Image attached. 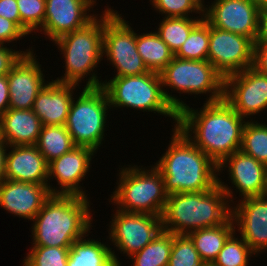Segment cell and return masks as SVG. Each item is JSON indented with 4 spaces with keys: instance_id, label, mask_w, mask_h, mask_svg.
Segmentation results:
<instances>
[{
    "instance_id": "8fae6325",
    "label": "cell",
    "mask_w": 267,
    "mask_h": 266,
    "mask_svg": "<svg viewBox=\"0 0 267 266\" xmlns=\"http://www.w3.org/2000/svg\"><path fill=\"white\" fill-rule=\"evenodd\" d=\"M114 211L107 228V239L124 257L138 253L163 230L160 216Z\"/></svg>"
},
{
    "instance_id": "3957f363",
    "label": "cell",
    "mask_w": 267,
    "mask_h": 266,
    "mask_svg": "<svg viewBox=\"0 0 267 266\" xmlns=\"http://www.w3.org/2000/svg\"><path fill=\"white\" fill-rule=\"evenodd\" d=\"M168 148L153 165L164 178L165 191L199 192L218 184V165L196 147L177 127L172 128Z\"/></svg>"
},
{
    "instance_id": "836d02e7",
    "label": "cell",
    "mask_w": 267,
    "mask_h": 266,
    "mask_svg": "<svg viewBox=\"0 0 267 266\" xmlns=\"http://www.w3.org/2000/svg\"><path fill=\"white\" fill-rule=\"evenodd\" d=\"M204 263L187 234H173L168 266H203Z\"/></svg>"
},
{
    "instance_id": "603a6c76",
    "label": "cell",
    "mask_w": 267,
    "mask_h": 266,
    "mask_svg": "<svg viewBox=\"0 0 267 266\" xmlns=\"http://www.w3.org/2000/svg\"><path fill=\"white\" fill-rule=\"evenodd\" d=\"M42 127L32 109L9 108L0 117V140L8 146L35 145Z\"/></svg>"
},
{
    "instance_id": "9a60e30c",
    "label": "cell",
    "mask_w": 267,
    "mask_h": 266,
    "mask_svg": "<svg viewBox=\"0 0 267 266\" xmlns=\"http://www.w3.org/2000/svg\"><path fill=\"white\" fill-rule=\"evenodd\" d=\"M95 154L97 152L90 147L75 146L69 152L49 162L48 188L50 193L52 195H77L90 198L88 197L89 194H86L85 188L81 186L83 183L80 182L90 172L91 162L95 158ZM53 179L56 180L58 187L50 183Z\"/></svg>"
},
{
    "instance_id": "5b68a950",
    "label": "cell",
    "mask_w": 267,
    "mask_h": 266,
    "mask_svg": "<svg viewBox=\"0 0 267 266\" xmlns=\"http://www.w3.org/2000/svg\"><path fill=\"white\" fill-rule=\"evenodd\" d=\"M101 13L85 27L53 41L65 62L64 75L53 81L82 86L79 84L87 80L84 87L102 86L103 80L96 71L103 60V11Z\"/></svg>"
},
{
    "instance_id": "277c9868",
    "label": "cell",
    "mask_w": 267,
    "mask_h": 266,
    "mask_svg": "<svg viewBox=\"0 0 267 266\" xmlns=\"http://www.w3.org/2000/svg\"><path fill=\"white\" fill-rule=\"evenodd\" d=\"M232 204L217 184L213 189L168 195L161 220L162 228L172 234L220 226L232 217Z\"/></svg>"
},
{
    "instance_id": "60d3db41",
    "label": "cell",
    "mask_w": 267,
    "mask_h": 266,
    "mask_svg": "<svg viewBox=\"0 0 267 266\" xmlns=\"http://www.w3.org/2000/svg\"><path fill=\"white\" fill-rule=\"evenodd\" d=\"M9 87L7 75L0 76V117L9 109Z\"/></svg>"
},
{
    "instance_id": "cb8c5ba5",
    "label": "cell",
    "mask_w": 267,
    "mask_h": 266,
    "mask_svg": "<svg viewBox=\"0 0 267 266\" xmlns=\"http://www.w3.org/2000/svg\"><path fill=\"white\" fill-rule=\"evenodd\" d=\"M86 236L89 233L70 247L67 266H122L112 246Z\"/></svg>"
},
{
    "instance_id": "1f68e13d",
    "label": "cell",
    "mask_w": 267,
    "mask_h": 266,
    "mask_svg": "<svg viewBox=\"0 0 267 266\" xmlns=\"http://www.w3.org/2000/svg\"><path fill=\"white\" fill-rule=\"evenodd\" d=\"M234 231L224 243L214 264L217 266H248L251 257L257 255L250 249L241 236ZM239 237V238H238Z\"/></svg>"
},
{
    "instance_id": "ac0fdd59",
    "label": "cell",
    "mask_w": 267,
    "mask_h": 266,
    "mask_svg": "<svg viewBox=\"0 0 267 266\" xmlns=\"http://www.w3.org/2000/svg\"><path fill=\"white\" fill-rule=\"evenodd\" d=\"M36 57L34 51L24 54L7 74L10 108L32 109L38 93L49 82Z\"/></svg>"
},
{
    "instance_id": "d6a6232c",
    "label": "cell",
    "mask_w": 267,
    "mask_h": 266,
    "mask_svg": "<svg viewBox=\"0 0 267 266\" xmlns=\"http://www.w3.org/2000/svg\"><path fill=\"white\" fill-rule=\"evenodd\" d=\"M70 248L31 246L22 261L23 266H67Z\"/></svg>"
},
{
    "instance_id": "7dc6e473",
    "label": "cell",
    "mask_w": 267,
    "mask_h": 266,
    "mask_svg": "<svg viewBox=\"0 0 267 266\" xmlns=\"http://www.w3.org/2000/svg\"><path fill=\"white\" fill-rule=\"evenodd\" d=\"M203 266H217L213 262L204 263Z\"/></svg>"
},
{
    "instance_id": "83f0119b",
    "label": "cell",
    "mask_w": 267,
    "mask_h": 266,
    "mask_svg": "<svg viewBox=\"0 0 267 266\" xmlns=\"http://www.w3.org/2000/svg\"><path fill=\"white\" fill-rule=\"evenodd\" d=\"M162 18L155 31L174 54L189 37L190 32L204 19L203 15Z\"/></svg>"
},
{
    "instance_id": "7c38bea8",
    "label": "cell",
    "mask_w": 267,
    "mask_h": 266,
    "mask_svg": "<svg viewBox=\"0 0 267 266\" xmlns=\"http://www.w3.org/2000/svg\"><path fill=\"white\" fill-rule=\"evenodd\" d=\"M224 78L254 65V42L240 34L210 26L208 59Z\"/></svg>"
},
{
    "instance_id": "484cf974",
    "label": "cell",
    "mask_w": 267,
    "mask_h": 266,
    "mask_svg": "<svg viewBox=\"0 0 267 266\" xmlns=\"http://www.w3.org/2000/svg\"><path fill=\"white\" fill-rule=\"evenodd\" d=\"M136 45L142 61L151 72L160 73L174 57L156 31L136 33Z\"/></svg>"
},
{
    "instance_id": "e575fe53",
    "label": "cell",
    "mask_w": 267,
    "mask_h": 266,
    "mask_svg": "<svg viewBox=\"0 0 267 266\" xmlns=\"http://www.w3.org/2000/svg\"><path fill=\"white\" fill-rule=\"evenodd\" d=\"M22 30L29 36L38 33L42 28L45 18L46 0H16Z\"/></svg>"
},
{
    "instance_id": "e0dca14e",
    "label": "cell",
    "mask_w": 267,
    "mask_h": 266,
    "mask_svg": "<svg viewBox=\"0 0 267 266\" xmlns=\"http://www.w3.org/2000/svg\"><path fill=\"white\" fill-rule=\"evenodd\" d=\"M259 10L249 0H214L207 5L203 18L210 26L244 35L255 42Z\"/></svg>"
},
{
    "instance_id": "4fadbf2b",
    "label": "cell",
    "mask_w": 267,
    "mask_h": 266,
    "mask_svg": "<svg viewBox=\"0 0 267 266\" xmlns=\"http://www.w3.org/2000/svg\"><path fill=\"white\" fill-rule=\"evenodd\" d=\"M226 168H228L226 172H228L232 188L236 189L222 182L223 180L219 177ZM266 178L267 166L241 150L234 152L218 165V185L225 191L232 205L236 200L233 190H236V193L239 192L238 196L241 199L238 198V200L261 196Z\"/></svg>"
},
{
    "instance_id": "7a4b0ae2",
    "label": "cell",
    "mask_w": 267,
    "mask_h": 266,
    "mask_svg": "<svg viewBox=\"0 0 267 266\" xmlns=\"http://www.w3.org/2000/svg\"><path fill=\"white\" fill-rule=\"evenodd\" d=\"M90 199L77 195H51L32 221L31 246L70 248L93 226Z\"/></svg>"
},
{
    "instance_id": "b9f144b4",
    "label": "cell",
    "mask_w": 267,
    "mask_h": 266,
    "mask_svg": "<svg viewBox=\"0 0 267 266\" xmlns=\"http://www.w3.org/2000/svg\"><path fill=\"white\" fill-rule=\"evenodd\" d=\"M255 42L267 43V7L259 10L258 16V30Z\"/></svg>"
},
{
    "instance_id": "bcb514c9",
    "label": "cell",
    "mask_w": 267,
    "mask_h": 266,
    "mask_svg": "<svg viewBox=\"0 0 267 266\" xmlns=\"http://www.w3.org/2000/svg\"><path fill=\"white\" fill-rule=\"evenodd\" d=\"M262 196L267 199V178H266V183L264 185V190H263V193H262Z\"/></svg>"
},
{
    "instance_id": "9c48e42d",
    "label": "cell",
    "mask_w": 267,
    "mask_h": 266,
    "mask_svg": "<svg viewBox=\"0 0 267 266\" xmlns=\"http://www.w3.org/2000/svg\"><path fill=\"white\" fill-rule=\"evenodd\" d=\"M80 92L74 95L65 127L75 146L98 152L105 143L108 112L112 110L102 87H82Z\"/></svg>"
},
{
    "instance_id": "d590c367",
    "label": "cell",
    "mask_w": 267,
    "mask_h": 266,
    "mask_svg": "<svg viewBox=\"0 0 267 266\" xmlns=\"http://www.w3.org/2000/svg\"><path fill=\"white\" fill-rule=\"evenodd\" d=\"M150 4L164 17H194L203 11L192 0H149ZM192 16H191V14Z\"/></svg>"
},
{
    "instance_id": "d6986e66",
    "label": "cell",
    "mask_w": 267,
    "mask_h": 266,
    "mask_svg": "<svg viewBox=\"0 0 267 266\" xmlns=\"http://www.w3.org/2000/svg\"><path fill=\"white\" fill-rule=\"evenodd\" d=\"M234 204L232 219L235 231L259 256L267 251V199L261 195L236 200Z\"/></svg>"
},
{
    "instance_id": "7402d4cb",
    "label": "cell",
    "mask_w": 267,
    "mask_h": 266,
    "mask_svg": "<svg viewBox=\"0 0 267 266\" xmlns=\"http://www.w3.org/2000/svg\"><path fill=\"white\" fill-rule=\"evenodd\" d=\"M51 80L38 93L32 110L42 121L43 126L65 125L75 89L81 88L75 84Z\"/></svg>"
},
{
    "instance_id": "f1b7e54d",
    "label": "cell",
    "mask_w": 267,
    "mask_h": 266,
    "mask_svg": "<svg viewBox=\"0 0 267 266\" xmlns=\"http://www.w3.org/2000/svg\"><path fill=\"white\" fill-rule=\"evenodd\" d=\"M173 234L162 230L149 244L129 258L131 266H168Z\"/></svg>"
},
{
    "instance_id": "4316f807",
    "label": "cell",
    "mask_w": 267,
    "mask_h": 266,
    "mask_svg": "<svg viewBox=\"0 0 267 266\" xmlns=\"http://www.w3.org/2000/svg\"><path fill=\"white\" fill-rule=\"evenodd\" d=\"M49 163L75 147L65 125H45L35 144Z\"/></svg>"
},
{
    "instance_id": "ffe728a7",
    "label": "cell",
    "mask_w": 267,
    "mask_h": 266,
    "mask_svg": "<svg viewBox=\"0 0 267 266\" xmlns=\"http://www.w3.org/2000/svg\"><path fill=\"white\" fill-rule=\"evenodd\" d=\"M51 195L48 185L4 180L0 184V207L31 222Z\"/></svg>"
},
{
    "instance_id": "44dd1931",
    "label": "cell",
    "mask_w": 267,
    "mask_h": 266,
    "mask_svg": "<svg viewBox=\"0 0 267 266\" xmlns=\"http://www.w3.org/2000/svg\"><path fill=\"white\" fill-rule=\"evenodd\" d=\"M8 150L6 180L48 185L49 163L35 145L8 146Z\"/></svg>"
},
{
    "instance_id": "f6af8a7d",
    "label": "cell",
    "mask_w": 267,
    "mask_h": 266,
    "mask_svg": "<svg viewBox=\"0 0 267 266\" xmlns=\"http://www.w3.org/2000/svg\"><path fill=\"white\" fill-rule=\"evenodd\" d=\"M203 12L205 11L207 5L205 4L206 1L204 0H192ZM205 2V3H204Z\"/></svg>"
},
{
    "instance_id": "f35d334b",
    "label": "cell",
    "mask_w": 267,
    "mask_h": 266,
    "mask_svg": "<svg viewBox=\"0 0 267 266\" xmlns=\"http://www.w3.org/2000/svg\"><path fill=\"white\" fill-rule=\"evenodd\" d=\"M0 16L15 22L22 29L16 0H0Z\"/></svg>"
},
{
    "instance_id": "ee69618b",
    "label": "cell",
    "mask_w": 267,
    "mask_h": 266,
    "mask_svg": "<svg viewBox=\"0 0 267 266\" xmlns=\"http://www.w3.org/2000/svg\"><path fill=\"white\" fill-rule=\"evenodd\" d=\"M249 1L259 9L267 7V0H249Z\"/></svg>"
},
{
    "instance_id": "ab89813d",
    "label": "cell",
    "mask_w": 267,
    "mask_h": 266,
    "mask_svg": "<svg viewBox=\"0 0 267 266\" xmlns=\"http://www.w3.org/2000/svg\"><path fill=\"white\" fill-rule=\"evenodd\" d=\"M259 72L267 74V43L254 42V65Z\"/></svg>"
},
{
    "instance_id": "52a82bcc",
    "label": "cell",
    "mask_w": 267,
    "mask_h": 266,
    "mask_svg": "<svg viewBox=\"0 0 267 266\" xmlns=\"http://www.w3.org/2000/svg\"><path fill=\"white\" fill-rule=\"evenodd\" d=\"M159 74L165 98L178 113L189 105L180 98L183 93L195 95V98L204 94L207 96L205 102L224 99L225 79L207 60H186L174 56ZM169 88L180 97L172 95V92L170 94Z\"/></svg>"
},
{
    "instance_id": "7bdbcfd3",
    "label": "cell",
    "mask_w": 267,
    "mask_h": 266,
    "mask_svg": "<svg viewBox=\"0 0 267 266\" xmlns=\"http://www.w3.org/2000/svg\"><path fill=\"white\" fill-rule=\"evenodd\" d=\"M7 151L8 145L3 140H0V184L6 180L5 164Z\"/></svg>"
},
{
    "instance_id": "8d00e7d4",
    "label": "cell",
    "mask_w": 267,
    "mask_h": 266,
    "mask_svg": "<svg viewBox=\"0 0 267 266\" xmlns=\"http://www.w3.org/2000/svg\"><path fill=\"white\" fill-rule=\"evenodd\" d=\"M33 50V46L21 51L20 49L15 50L11 46L7 47V44H0V76L7 75L24 54H29Z\"/></svg>"
},
{
    "instance_id": "6da1fadb",
    "label": "cell",
    "mask_w": 267,
    "mask_h": 266,
    "mask_svg": "<svg viewBox=\"0 0 267 266\" xmlns=\"http://www.w3.org/2000/svg\"><path fill=\"white\" fill-rule=\"evenodd\" d=\"M190 107L178 113L177 128L214 163L240 150L247 119L225 99L204 102L199 110Z\"/></svg>"
},
{
    "instance_id": "5bb4252c",
    "label": "cell",
    "mask_w": 267,
    "mask_h": 266,
    "mask_svg": "<svg viewBox=\"0 0 267 266\" xmlns=\"http://www.w3.org/2000/svg\"><path fill=\"white\" fill-rule=\"evenodd\" d=\"M224 99L244 119L267 111V74L255 67L225 79ZM250 118V119H249Z\"/></svg>"
},
{
    "instance_id": "2e32d148",
    "label": "cell",
    "mask_w": 267,
    "mask_h": 266,
    "mask_svg": "<svg viewBox=\"0 0 267 266\" xmlns=\"http://www.w3.org/2000/svg\"><path fill=\"white\" fill-rule=\"evenodd\" d=\"M96 1L46 0L44 23L38 32L45 35V40L53 42L64 34L85 27L98 15L93 9ZM91 11L93 13H89Z\"/></svg>"
},
{
    "instance_id": "30bf717a",
    "label": "cell",
    "mask_w": 267,
    "mask_h": 266,
    "mask_svg": "<svg viewBox=\"0 0 267 266\" xmlns=\"http://www.w3.org/2000/svg\"><path fill=\"white\" fill-rule=\"evenodd\" d=\"M113 7L103 10V56L114 67V77L134 76L149 72L136 45V32Z\"/></svg>"
},
{
    "instance_id": "f546056e",
    "label": "cell",
    "mask_w": 267,
    "mask_h": 266,
    "mask_svg": "<svg viewBox=\"0 0 267 266\" xmlns=\"http://www.w3.org/2000/svg\"><path fill=\"white\" fill-rule=\"evenodd\" d=\"M255 118L245 123L240 150L267 166V124Z\"/></svg>"
},
{
    "instance_id": "74e56055",
    "label": "cell",
    "mask_w": 267,
    "mask_h": 266,
    "mask_svg": "<svg viewBox=\"0 0 267 266\" xmlns=\"http://www.w3.org/2000/svg\"><path fill=\"white\" fill-rule=\"evenodd\" d=\"M28 37L27 34L13 21L0 16V44L16 43ZM15 41V42H14Z\"/></svg>"
},
{
    "instance_id": "d4e9b609",
    "label": "cell",
    "mask_w": 267,
    "mask_h": 266,
    "mask_svg": "<svg viewBox=\"0 0 267 266\" xmlns=\"http://www.w3.org/2000/svg\"><path fill=\"white\" fill-rule=\"evenodd\" d=\"M235 231L232 217L223 225L194 230L187 235L191 238L200 258L214 262L229 236Z\"/></svg>"
},
{
    "instance_id": "8992f818",
    "label": "cell",
    "mask_w": 267,
    "mask_h": 266,
    "mask_svg": "<svg viewBox=\"0 0 267 266\" xmlns=\"http://www.w3.org/2000/svg\"><path fill=\"white\" fill-rule=\"evenodd\" d=\"M147 167L136 164L121 166L116 189L108 198L109 204L120 211L161 217L168 197L164 178L154 165Z\"/></svg>"
},
{
    "instance_id": "4dcf8cb0",
    "label": "cell",
    "mask_w": 267,
    "mask_h": 266,
    "mask_svg": "<svg viewBox=\"0 0 267 266\" xmlns=\"http://www.w3.org/2000/svg\"><path fill=\"white\" fill-rule=\"evenodd\" d=\"M210 25L203 19L189 34V37L174 54L186 60L202 61L208 59Z\"/></svg>"
},
{
    "instance_id": "ba28073f",
    "label": "cell",
    "mask_w": 267,
    "mask_h": 266,
    "mask_svg": "<svg viewBox=\"0 0 267 266\" xmlns=\"http://www.w3.org/2000/svg\"><path fill=\"white\" fill-rule=\"evenodd\" d=\"M101 87L106 92L111 109L157 112L173 119L174 128L177 127L178 112L165 98L159 73L149 71L140 75L113 77L108 81L106 78Z\"/></svg>"
}]
</instances>
